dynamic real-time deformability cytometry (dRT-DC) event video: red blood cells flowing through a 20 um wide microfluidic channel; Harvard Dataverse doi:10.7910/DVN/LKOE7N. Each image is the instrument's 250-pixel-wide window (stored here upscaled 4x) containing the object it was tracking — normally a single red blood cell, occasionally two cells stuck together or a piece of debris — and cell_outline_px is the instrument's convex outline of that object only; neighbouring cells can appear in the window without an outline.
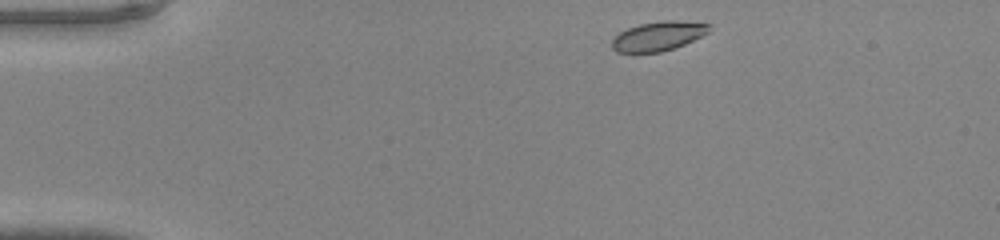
{"species": "common noctule bat (a hibernating species)", "species_latin": "Nyctalus noctula", "temperature_condition": "warm", "stored_images_in_passage": 40, "camera_frame_rate_fps": 3000, "um_per_image_px": 0.085, "animal": {"sex": "male", "body_mass_g": 20.0, "forearm_length_mm": 53.3}, "frame": {"image": 1, "passage_image": 1, "time_ms": 0.0, "image_size_px": [1000, 240], "cell_outline_px": [[712, 24], [708, 32], [684, 44], [660, 52], [616, 52], [612, 48], [612, 40], [620, 32], [628, 28], [640, 24], [664, 20], [672, 20]], "centroid_in_image_um": [55.94, 3.06], "position_along_channel_um": 29.1, "area_um2": 16.3}}
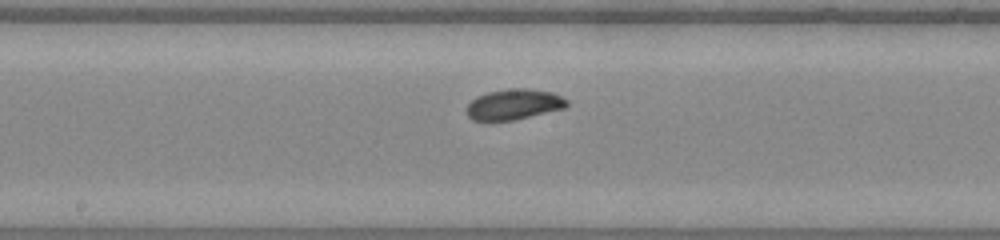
{"frame": {"image": 2, "passage_image": 18, "time_ms": 5.667, "image_size_px": [1000, 240], "cell_outline_px": [[568, 104], [564, 108], [512, 120], [472, 120], [468, 116], [468, 104], [476, 96], [488, 92], [512, 88], [528, 88], [552, 92], [568, 100]], "centroid_in_image_um": [43.68, 8.85], "position_along_channel_um": 204.5, "area_um2": 17.57}}
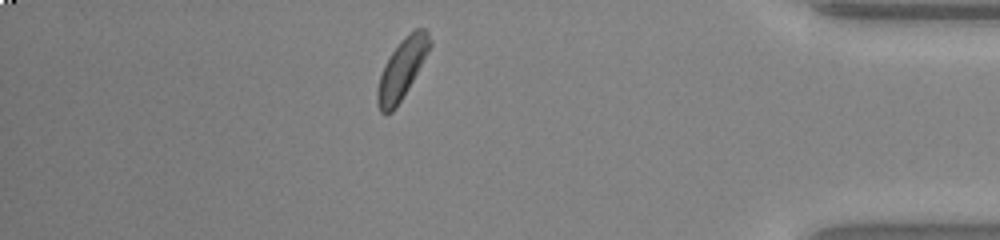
{"frame": {"image": 3, "passage_image": 34, "time_ms": 11.0, "image_size_px": [1000, 240], "cell_outline_px": [[432, 44], [428, 52], [408, 88], [396, 108], [392, 112], [384, 116], [380, 112], [376, 104], [376, 92], [380, 76], [384, 64], [400, 40], [416, 28], [424, 28], [428, 32], [432, 40]], "centroid_in_image_um": [34.14, 5.89], "position_along_channel_um": 401.1, "area_um2": 18.26}}